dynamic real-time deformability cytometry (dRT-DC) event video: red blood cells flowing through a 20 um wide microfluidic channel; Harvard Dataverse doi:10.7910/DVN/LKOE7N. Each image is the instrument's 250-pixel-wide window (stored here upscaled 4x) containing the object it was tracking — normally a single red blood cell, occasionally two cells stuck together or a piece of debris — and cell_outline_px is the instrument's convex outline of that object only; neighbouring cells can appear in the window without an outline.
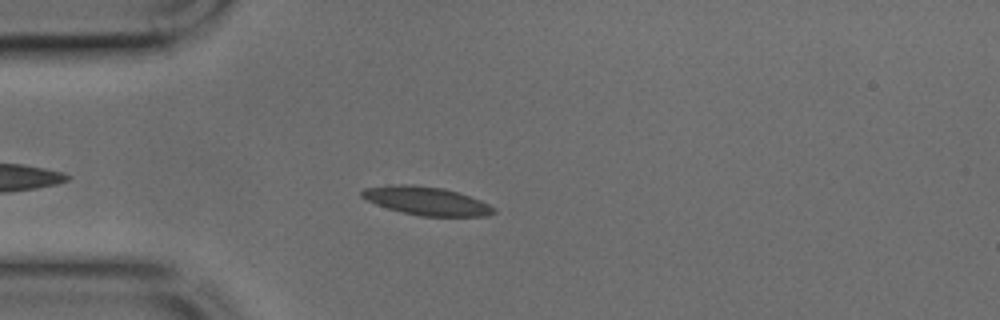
{"species": "common noctule bat (a hibernating species)", "species_latin": "Nyctalus noctula", "temperature_condition": "cold", "stored_images_in_passage": 38, "camera_frame_rate_fps": 3000, "um_per_image_px": 0.085, "animal": {"sex": "male", "body_mass_g": 17.9, "forearm_length_mm": 54.2}, "frame": {"image": 1, "passage_image": 5, "time_ms": 1.333, "image_size_px": [1000, 320], "cell_outline_px": [[496, 212], [488, 216], [420, 216], [388, 208], [376, 204], [360, 196], [360, 192], [364, 188], [388, 184], [412, 184], [444, 188], [480, 200], [496, 208]], "centroid_in_image_um": [36.23, 17.07], "position_along_channel_um": 48.8, "area_um2": 21.79}}
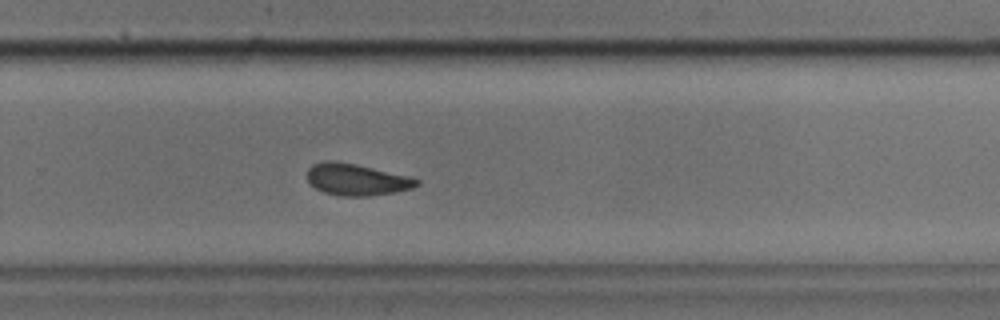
{"frame": {"image": 2, "passage_image": 23, "time_ms": 7.333, "image_size_px": [1000, 320], "cell_outline_px": [[420, 184], [412, 188], [392, 192], [368, 196], [344, 196], [324, 192], [316, 188], [308, 180], [308, 168], [312, 164], [324, 160], [332, 160], [356, 164], [408, 176], [420, 180]], "centroid_in_image_um": [30.29, 15.25], "position_along_channel_um": 299.5, "area_um2": 20.0}}
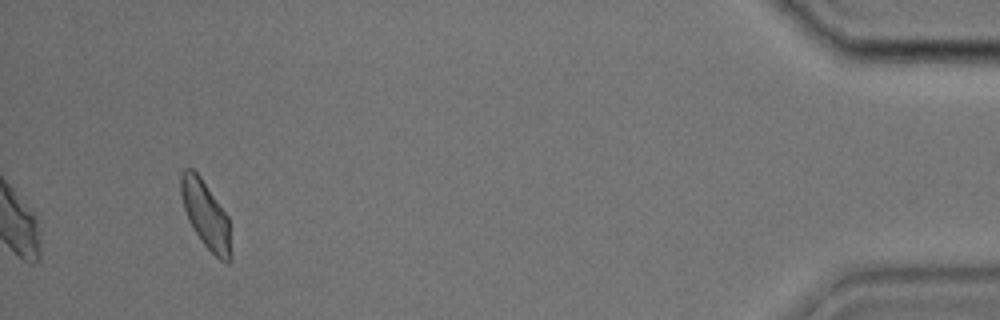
{"frame": {"image": 3, "passage_image": 36, "time_ms": 11.667, "image_size_px": [1000, 320], "cell_outline_px": [[232, 260], [228, 264], [220, 260], [200, 240], [192, 228], [188, 220], [184, 208], [180, 192], [180, 172], [184, 168], [192, 168], [200, 176], [228, 216], [232, 256]], "centroid_in_image_um": [17.49, 18.26], "position_along_channel_um": 417.7, "area_um2": 19.77}}